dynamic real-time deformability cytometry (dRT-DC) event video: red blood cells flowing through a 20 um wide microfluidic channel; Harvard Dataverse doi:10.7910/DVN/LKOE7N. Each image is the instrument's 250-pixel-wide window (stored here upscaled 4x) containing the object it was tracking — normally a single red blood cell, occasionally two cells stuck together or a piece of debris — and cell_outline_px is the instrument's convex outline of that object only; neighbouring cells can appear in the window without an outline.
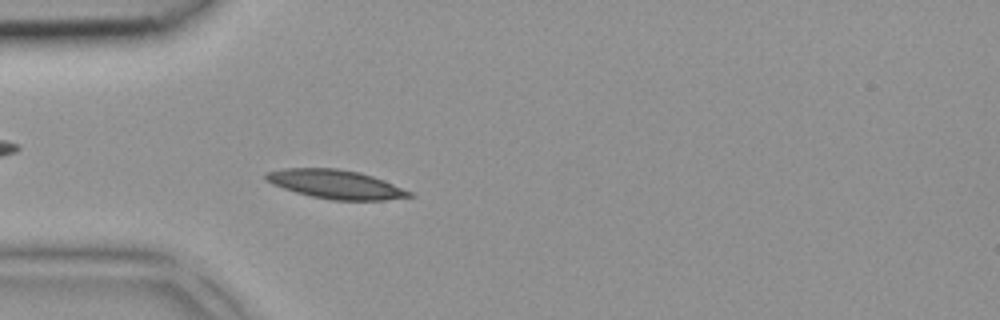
{"species": "common noctule bat (a hibernating species)", "species_latin": "Nyctalus noctula", "temperature_condition": "room temperature", "stored_images_in_passage": 4, "camera_frame_rate_fps": 3000, "um_per_image_px": 0.085, "animal": {"sex": "female", "body_mass_g": 18.4}, "frame": {"image": 1, "passage_image": 4, "time_ms": 1.0, "image_size_px": [1000, 320], "cell_outline_px": [[416, 196], [384, 200], [332, 200], [312, 196], [296, 192], [272, 184], [264, 180], [264, 172], [284, 168], [336, 168], [360, 172], [384, 180], [412, 192]], "centroid_in_image_um": [28.52, 15.66], "position_along_channel_um": 56.5, "area_um2": 24.16}}